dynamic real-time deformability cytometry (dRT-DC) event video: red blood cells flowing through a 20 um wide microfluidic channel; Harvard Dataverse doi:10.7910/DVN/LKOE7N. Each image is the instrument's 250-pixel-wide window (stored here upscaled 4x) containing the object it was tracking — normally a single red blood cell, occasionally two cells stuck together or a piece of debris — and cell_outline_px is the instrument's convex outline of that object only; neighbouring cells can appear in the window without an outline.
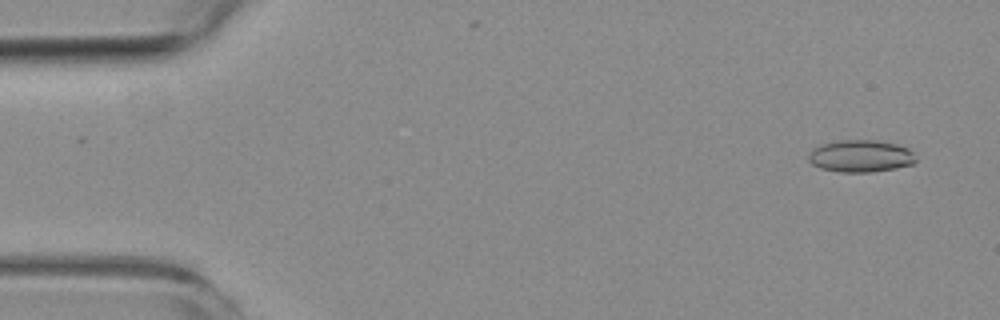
{"species": "common noctule bat (a hibernating species)", "species_latin": "Nyctalus noctula", "temperature_condition": "room temperature", "stored_images_in_passage": 10, "camera_frame_rate_fps": 3000, "um_per_image_px": 0.085, "animal": {"sex": "female", "body_mass_g": 19.3, "forearm_length_mm": 54.1}, "frame": {"image": 1, "passage_image": 1, "time_ms": 0.0, "image_size_px": [1000, 320], "cell_outline_px": [[916, 160], [912, 164], [896, 168], [872, 172], [840, 172], [820, 168], [812, 164], [808, 160], [808, 152], [812, 148], [820, 144], [840, 140], [880, 140], [896, 144], [908, 148], [912, 152]], "centroid_in_image_um": [73.12, 13.26], "position_along_channel_um": 11.9, "area_um2": 20.29}}
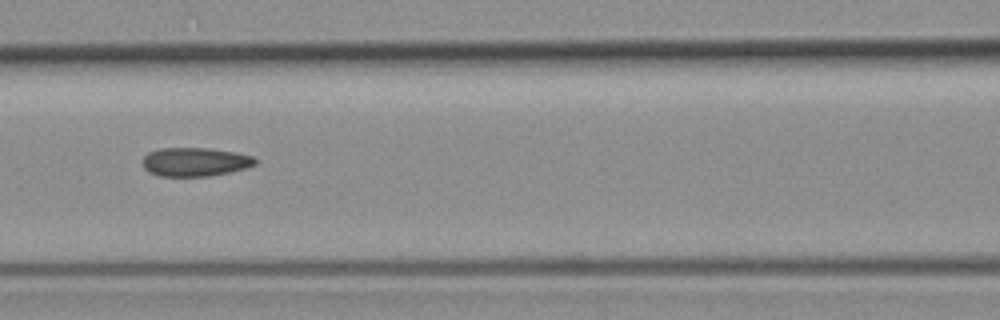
{"frame": {"image": 2, "passage_image": 6, "time_ms": 7.0, "image_size_px": [1000, 320], "cell_outline_px": [[256, 164], [244, 168], [212, 176], [160, 176], [148, 172], [144, 168], [144, 156], [148, 152], [160, 148], [208, 148], [236, 152], [252, 156], [256, 160]], "centroid_in_image_um": [16.56, 13.76], "position_along_channel_um": 150.0, "area_um2": 18.79}}
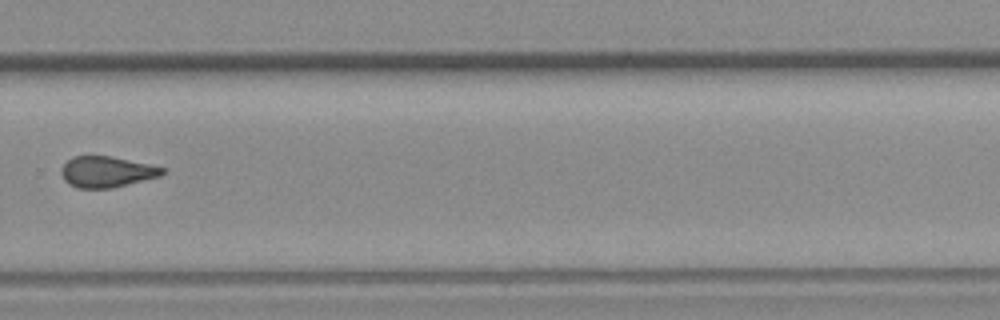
{"frame": {"image": 3, "passage_image": 10, "time_ms": 11.667, "image_size_px": [1000, 320], "cell_outline_px": [[164, 172], [160, 176], [112, 188], [76, 188], [68, 184], [64, 180], [60, 172], [60, 168], [72, 156], [108, 156], [148, 164], [164, 168]], "centroid_in_image_um": [9.01, 14.61], "position_along_channel_um": 320.8, "area_um2": 18.09}}